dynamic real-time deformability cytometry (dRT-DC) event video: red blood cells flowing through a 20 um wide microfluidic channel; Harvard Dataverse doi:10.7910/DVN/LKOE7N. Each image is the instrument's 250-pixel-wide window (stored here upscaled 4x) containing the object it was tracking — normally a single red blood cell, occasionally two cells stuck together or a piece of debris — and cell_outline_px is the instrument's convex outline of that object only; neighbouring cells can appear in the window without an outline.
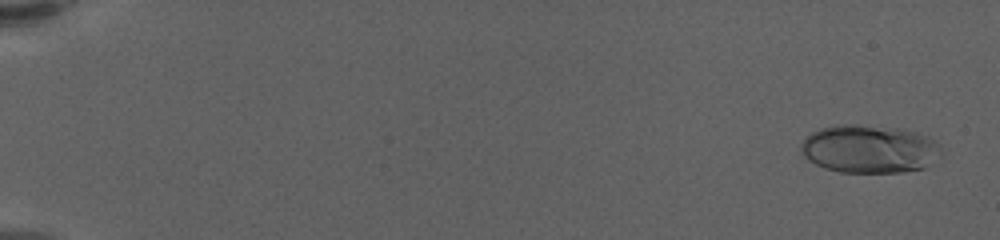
{"species": "human", "species_latin": "Homo sapiens", "temperature_condition": "warm", "stored_images_in_passage": 60, "camera_frame_rate_fps": 3000, "um_per_image_px": 0.085, "donor": {"sex": "female"}, "frame": {"image": 1, "passage_image": 3, "time_ms": 0.667, "image_size_px": [1000, 240], "cell_outline_px": [[936, 144], [924, 168], [900, 172], [840, 172], [824, 168], [808, 160], [804, 156], [800, 148], [800, 144], [812, 132], [820, 128], [840, 124], [856, 124], [896, 128], [916, 132], [928, 136]], "centroid_in_image_um": [73.72, 12.65], "position_along_channel_um": 11.3, "area_um2": 38.21}}
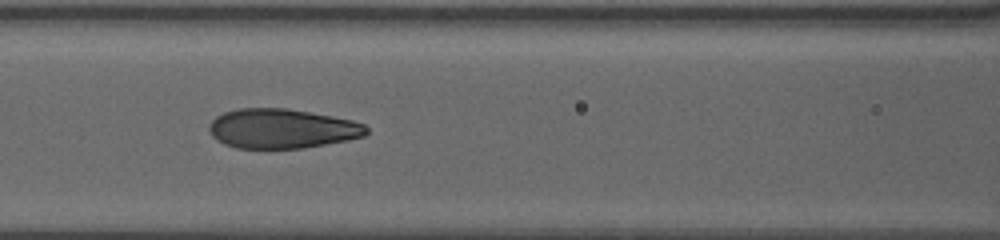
{"frame": {"image": 2, "passage_image": 29, "time_ms": 9.333, "image_size_px": [1000, 240], "cell_outline_px": [[368, 132], [364, 136], [348, 140], [304, 148], [236, 148], [224, 144], [216, 140], [212, 136], [208, 128], [208, 124], [216, 116], [224, 112], [236, 108], [288, 108], [332, 116], [352, 120], [364, 124], [368, 128]], "centroid_in_image_um": [23.94, 10.93], "position_along_channel_um": 142.7, "area_um2": 36.47}}
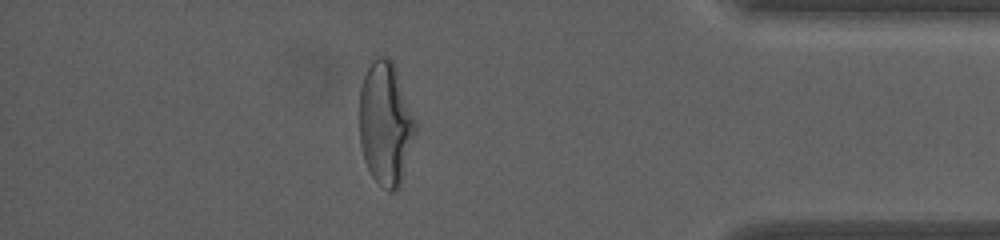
{"frame": {"image": 3, "passage_image": 53, "time_ms": 17.333, "image_size_px": [1000, 240], "cell_outline_px": [[416, 132], [400, 188], [396, 192], [388, 192], [372, 176], [364, 160], [360, 144], [360, 88], [364, 76], [372, 60], [380, 56], [384, 56], [392, 60], [416, 120]], "centroid_in_image_um": [32.78, 10.54], "position_along_channel_um": 402.4, "area_um2": 40.23}, "authors_computed_cell_mechanics": {"area_um2": 36.5874, "velocity_mm_per_s": 3.6046, "shape_relaxation_time_tau1_ms": 7.0682, "shape_relaxation_time_tau2_ms": null, "deformation_change_tau1": 0.2686, "deformation_change_tau2": null}}